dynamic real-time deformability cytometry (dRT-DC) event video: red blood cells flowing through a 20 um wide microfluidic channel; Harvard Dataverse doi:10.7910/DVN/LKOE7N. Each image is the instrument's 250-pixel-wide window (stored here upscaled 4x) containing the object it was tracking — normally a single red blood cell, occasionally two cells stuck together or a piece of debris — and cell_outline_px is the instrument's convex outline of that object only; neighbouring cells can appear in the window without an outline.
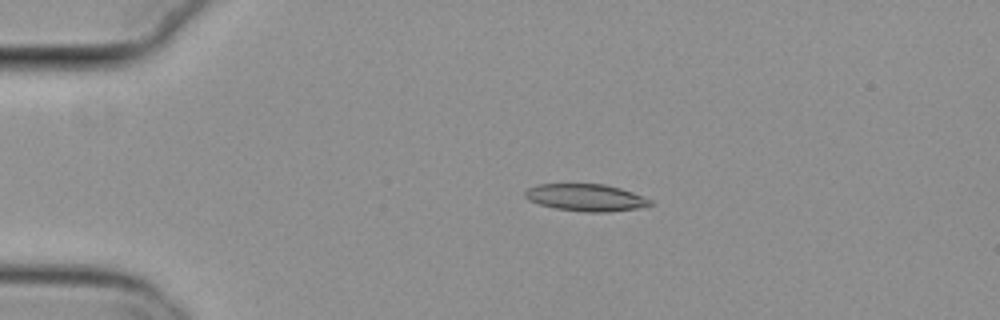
{"species": "common noctule bat (a hibernating species)", "species_latin": "Nyctalus noctula", "temperature_condition": "cold", "stored_images_in_passage": 47, "camera_frame_rate_fps": 3000, "um_per_image_px": 0.085, "animal": {"sex": "female", "body_mass_g": 29.2, "forearm_length_mm": 56.3}, "frame": {"image": 1, "passage_image": 4, "time_ms": 1.0, "image_size_px": [1000, 320], "cell_outline_px": [[652, 204], [640, 208], [608, 212], [584, 212], [556, 208], [540, 204], [528, 200], [524, 196], [524, 192], [528, 188], [536, 184], [604, 184], [620, 188], [644, 196], [652, 200]], "centroid_in_image_um": [49.8, 16.79], "position_along_channel_um": 35.2, "area_um2": 19.83}}
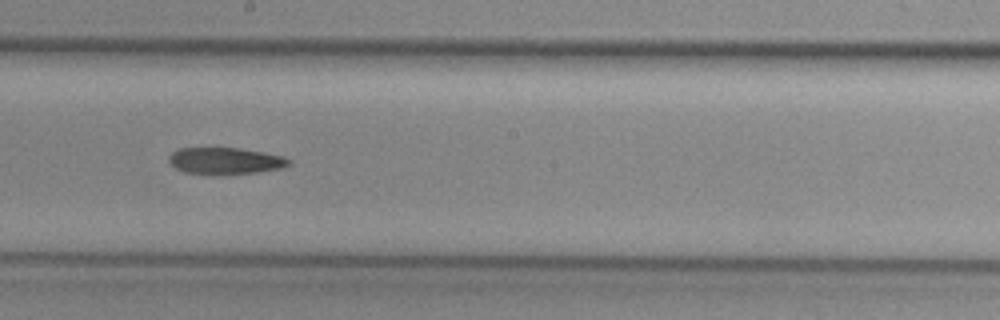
{"frame": {"image": 2, "passage_image": 23, "time_ms": 7.333, "image_size_px": [1000, 320], "cell_outline_px": [[292, 164], [280, 168], [256, 172], [224, 176], [184, 172], [176, 168], [168, 160], [168, 156], [172, 152], [180, 148], [240, 148], [264, 152], [284, 156], [292, 160]], "centroid_in_image_um": [19.17, 13.68], "position_along_channel_um": 229.0, "area_um2": 19.02}}
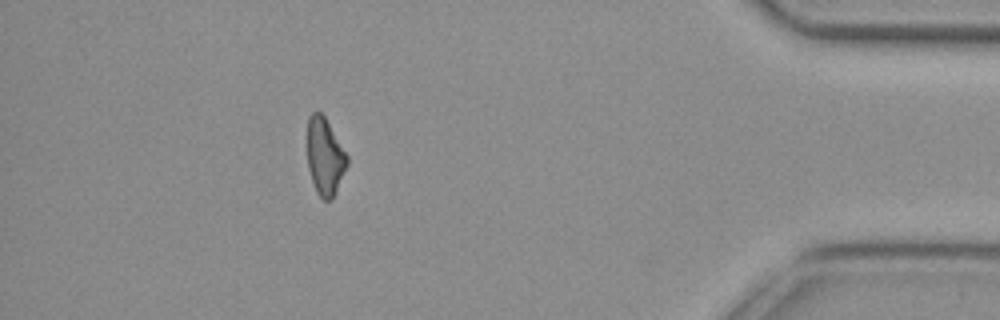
{"frame": {"image": 3, "passage_image": 41, "time_ms": 13.333, "image_size_px": [1000, 320], "cell_outline_px": [[348, 164], [336, 192], [332, 200], [324, 200], [316, 192], [308, 168], [308, 116], [312, 112], [320, 112], [324, 116], [348, 156]], "centroid_in_image_um": [27.62, 13.33], "position_along_channel_um": 407.6, "area_um2": 17.74}}